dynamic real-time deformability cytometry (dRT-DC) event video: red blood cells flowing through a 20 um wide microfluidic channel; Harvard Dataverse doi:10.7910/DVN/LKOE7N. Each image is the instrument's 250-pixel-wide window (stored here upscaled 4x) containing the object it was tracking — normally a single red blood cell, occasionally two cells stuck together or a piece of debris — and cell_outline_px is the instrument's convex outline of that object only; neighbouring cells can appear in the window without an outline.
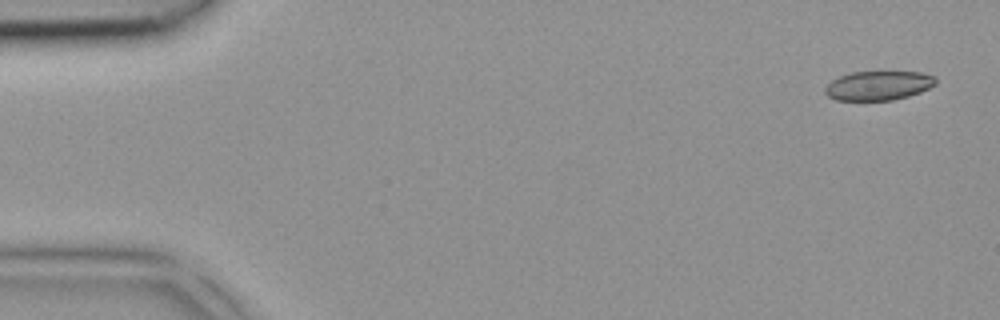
{"species": "common noctule bat (a hibernating species)", "species_latin": "Nyctalus noctula", "temperature_condition": "room temperature", "stored_images_in_passage": 3, "camera_frame_rate_fps": 3000, "um_per_image_px": 0.085, "animal": {"sex": "female", "body_mass_g": 18.4}, "frame": {"image": 1, "passage_image": 1, "time_ms": 0.0, "image_size_px": [1000, 320], "cell_outline_px": [[936, 84], [920, 92], [908, 96], [892, 100], [836, 100], [828, 96], [824, 92], [824, 88], [832, 80], [840, 76], [852, 72], [920, 72], [936, 76]], "centroid_in_image_um": [74.67, 7.27], "position_along_channel_um": 10.3, "area_um2": 18.79}}